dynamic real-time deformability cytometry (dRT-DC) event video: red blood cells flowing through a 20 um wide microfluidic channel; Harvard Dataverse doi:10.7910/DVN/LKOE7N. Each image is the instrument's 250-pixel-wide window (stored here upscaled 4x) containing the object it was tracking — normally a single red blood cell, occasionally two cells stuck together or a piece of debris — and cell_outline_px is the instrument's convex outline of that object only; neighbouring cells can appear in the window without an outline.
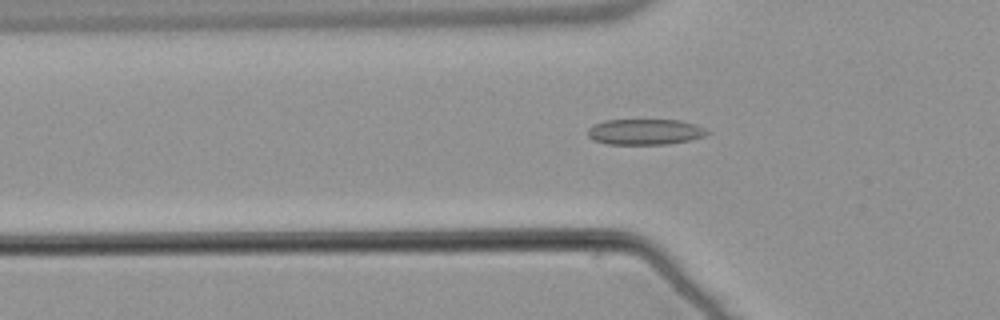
{"species": "common noctule bat (a hibernating species)", "species_latin": "Nyctalus noctula", "temperature_condition": "warm", "stored_images_in_passage": 44, "camera_frame_rate_fps": 3000, "um_per_image_px": 0.085, "animal": {"sex": "male", "body_mass_g": 21.5, "forearm_length_mm": 52.0}, "frame": {"image": 1, "passage_image": 8, "time_ms": 2.333, "image_size_px": [1000, 320], "cell_outline_px": [[712, 132], [704, 136], [688, 140], [668, 144], [608, 144], [592, 140], [588, 136], [588, 128], [592, 124], [604, 120], [680, 120], [704, 128]], "centroid_in_image_um": [54.78, 11.2], "position_along_channel_um": 71.0, "area_um2": 17.92}}
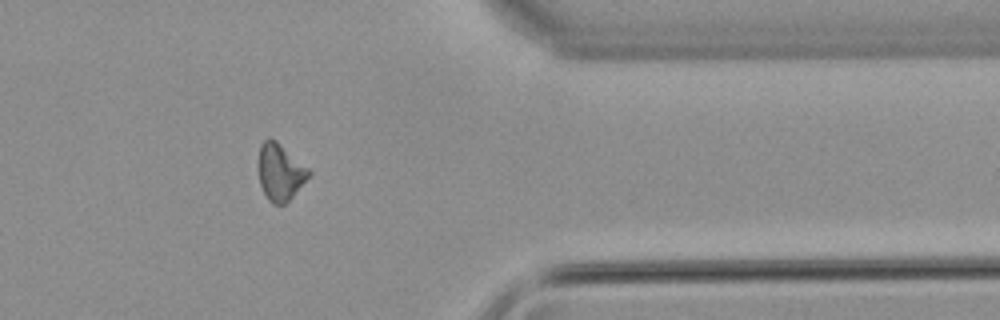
{"frame": {"image": 2, "passage_image": 34, "time_ms": 11.0, "image_size_px": [1000, 320], "cell_outline_px": [[312, 172], [292, 196], [284, 204], [272, 204], [268, 200], [260, 184], [256, 168], [256, 164], [260, 144], [264, 140], [276, 140], [308, 168]], "centroid_in_image_um": [23.75, 14.62], "position_along_channel_um": 387.6, "area_um2": 16.65}}
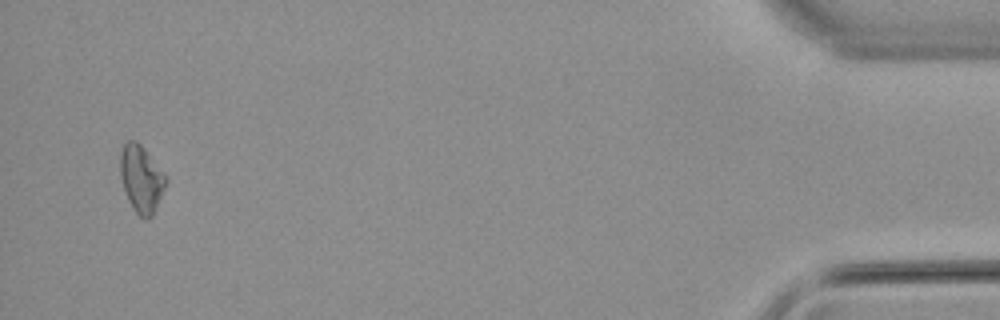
{"frame": {"image": 3, "passage_image": 42, "time_ms": 13.667, "image_size_px": [1000, 320], "cell_outline_px": [[168, 180], [156, 208], [152, 216], [148, 220], [144, 220], [132, 208], [128, 200], [120, 176], [120, 152], [124, 144], [128, 140], [136, 140], [140, 144], [164, 172]], "centroid_in_image_um": [12.01, 15.21], "position_along_channel_um": 423.2, "area_um2": 17.86}, "authors_computed_cell_mechanics": {"area_um2": 17.0221, "velocity_mm_per_s": 3.8353, "shape_relaxation_time_tau1_ms": null, "shape_relaxation_time_tau2_ms": 3.955, "deformation_change_tau1": null, "deformation_change_tau2": 0.1049}}